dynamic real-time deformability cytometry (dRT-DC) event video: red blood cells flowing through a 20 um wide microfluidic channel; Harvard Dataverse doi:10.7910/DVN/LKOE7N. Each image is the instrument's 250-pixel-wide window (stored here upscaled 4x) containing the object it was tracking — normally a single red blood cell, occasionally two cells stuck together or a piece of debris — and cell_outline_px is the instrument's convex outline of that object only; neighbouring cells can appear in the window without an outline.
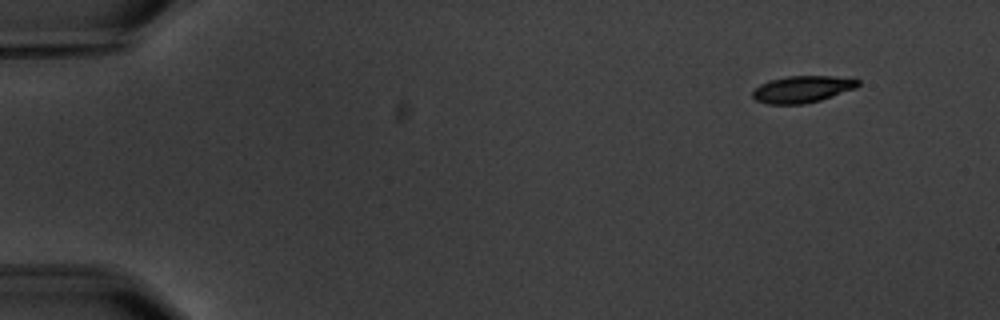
{"species": "common noctule bat (a hibernating species)", "species_latin": "Nyctalus noctula", "temperature_condition": "warm", "stored_images_in_passage": 4, "camera_frame_rate_fps": 3000, "um_per_image_px": 0.085, "animal": {"sex": "male", "body_mass_g": 20.1, "forearm_length_mm": 53.5}, "frame": {"image": 1, "passage_image": 1, "time_ms": 0.0, "image_size_px": [1000, 320], "cell_outline_px": [[860, 84], [856, 88], [820, 100], [804, 104], [768, 104], [756, 100], [752, 96], [752, 92], [760, 84], [768, 80], [788, 76], [856, 76], [860, 80]], "centroid_in_image_um": [68.26, 7.56], "position_along_channel_um": 16.7, "area_um2": 16.76}}
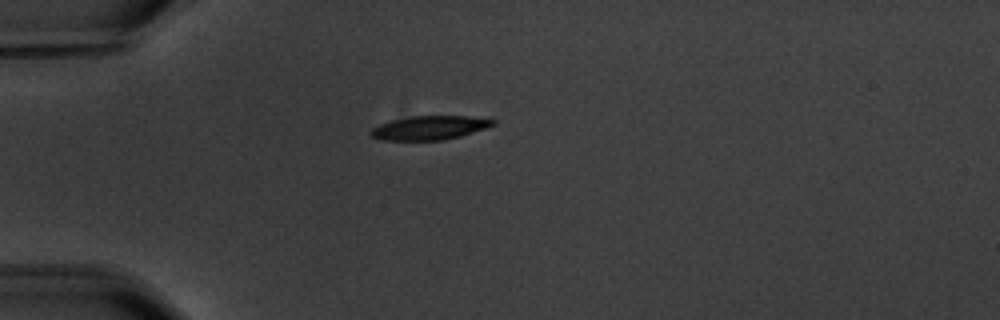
{"frame": {"image": 2, "passage_image": 4, "time_ms": 3.667, "image_size_px": [1000, 320], "cell_outline_px": [[496, 124], [460, 136], [444, 140], [380, 140], [372, 136], [368, 132], [372, 128], [380, 124], [392, 120], [412, 116], [468, 116], [496, 120]], "centroid_in_image_um": [36.48, 10.86], "position_along_channel_um": 48.5, "area_um2": 16.88}}